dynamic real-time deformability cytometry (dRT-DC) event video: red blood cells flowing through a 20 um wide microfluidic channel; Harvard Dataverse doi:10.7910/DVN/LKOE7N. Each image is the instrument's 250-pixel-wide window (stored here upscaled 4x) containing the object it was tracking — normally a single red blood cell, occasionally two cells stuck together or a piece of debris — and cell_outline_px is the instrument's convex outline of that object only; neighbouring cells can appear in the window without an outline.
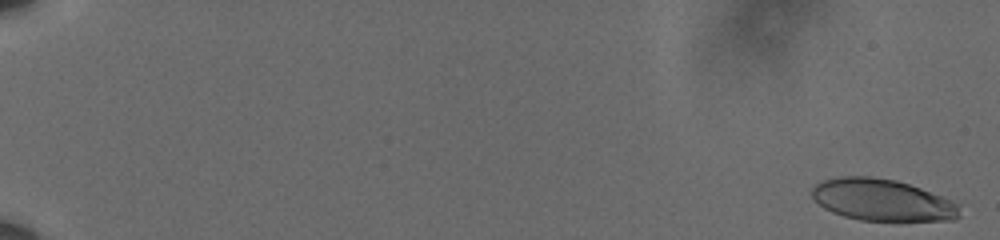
{"species": "human", "species_latin": "Homo sapiens", "temperature_condition": "cold", "stored_images_in_passage": 40, "camera_frame_rate_fps": 3000, "um_per_image_px": 0.085, "donor": {"sex": "male"}, "frame": {"image": 1, "passage_image": 1, "time_ms": 0.0, "image_size_px": [1000, 240], "cell_outline_px": [[960, 216], [956, 220], [860, 220], [844, 216], [832, 212], [824, 208], [812, 196], [812, 188], [820, 180], [840, 176], [872, 176], [896, 180], [920, 188], [952, 200], [960, 204]], "centroid_in_image_um": [74.99, 16.99], "position_along_channel_um": 10.0, "area_um2": 35.95}}
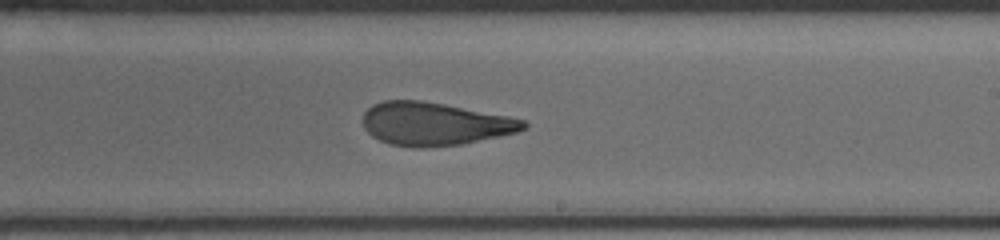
{"frame": {"image": 2, "passage_image": 23, "time_ms": 7.333, "image_size_px": [1000, 240], "cell_outline_px": [[528, 128], [516, 132], [460, 144], [424, 148], [416, 148], [388, 144], [372, 136], [364, 128], [364, 112], [372, 104], [384, 100], [420, 100], [444, 104], [508, 116], [524, 120], [528, 124]], "centroid_in_image_um": [36.91, 10.53], "position_along_channel_um": 252.1, "area_um2": 40.17}}
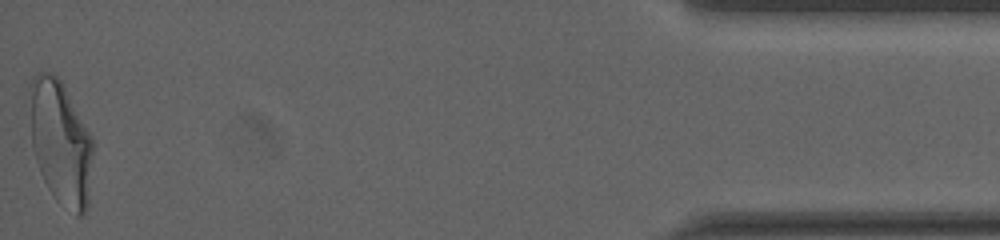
{"frame": {"image": 3, "passage_image": 40, "time_ms": 13.0, "image_size_px": [1000, 240], "cell_outline_px": [[92, 152], [88, 208], [80, 216], [76, 216], [48, 188], [40, 172], [32, 148], [28, 84], [32, 76], [36, 72], [52, 72], [60, 80], [92, 136]], "centroid_in_image_um": [5.12, 12.05], "position_along_channel_um": 430.1, "area_um2": 45.43}}